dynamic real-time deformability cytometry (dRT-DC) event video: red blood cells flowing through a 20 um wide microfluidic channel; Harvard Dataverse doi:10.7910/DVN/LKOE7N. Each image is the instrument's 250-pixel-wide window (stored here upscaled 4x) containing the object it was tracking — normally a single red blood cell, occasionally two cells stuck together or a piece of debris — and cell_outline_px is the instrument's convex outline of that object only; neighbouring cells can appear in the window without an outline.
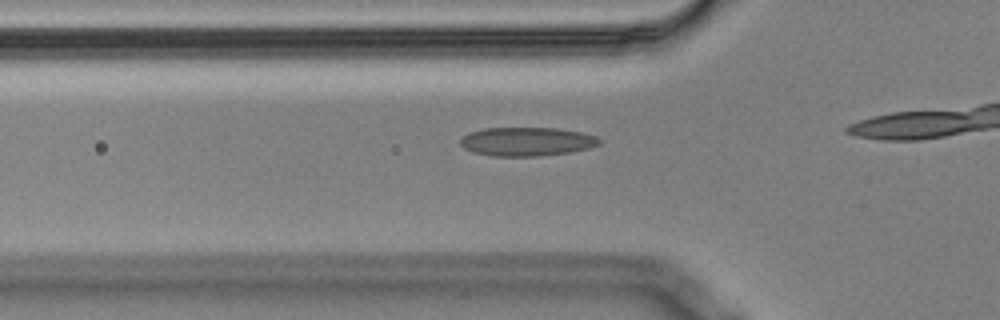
{"species": "Egyptian fruit bat (a non-hibernating species)", "species_latin": "Rousettus aegyptiacus", "temperature_condition": "cold", "stored_images_in_passage": 18, "camera_frame_rate_fps": 3000, "um_per_image_px": 0.085, "animal": {"sex": "male"}, "frame": {"image": 1, "passage_image": 13, "time_ms": 4.0, "image_size_px": [1000, 320], "cell_outline_px": [[604, 140], [600, 144], [588, 148], [568, 152], [540, 156], [492, 156], [472, 152], [464, 148], [460, 144], [460, 140], [468, 132], [484, 128], [556, 128], [580, 132], [596, 136]], "centroid_in_image_um": [44.77, 12.03], "position_along_channel_um": 81.0, "area_um2": 23.35}}